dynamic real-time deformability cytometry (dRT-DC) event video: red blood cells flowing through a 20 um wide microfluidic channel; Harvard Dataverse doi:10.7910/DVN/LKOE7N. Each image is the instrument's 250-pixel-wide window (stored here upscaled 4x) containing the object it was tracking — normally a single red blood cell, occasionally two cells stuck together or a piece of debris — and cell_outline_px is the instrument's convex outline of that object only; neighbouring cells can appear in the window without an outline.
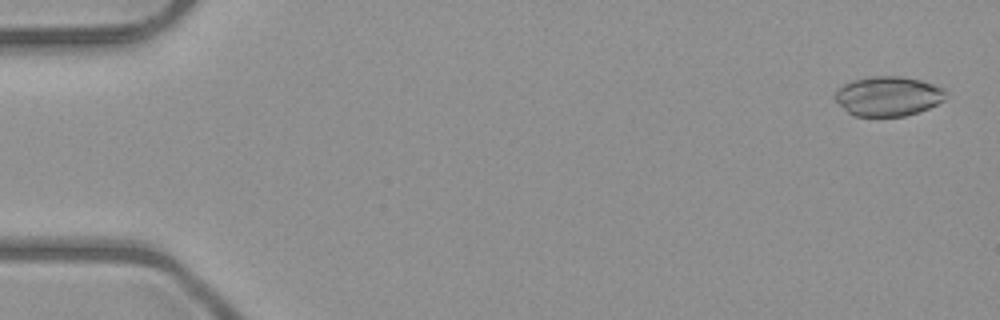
{"species": "common noctule bat (a hibernating species)", "species_latin": "Nyctalus noctula", "temperature_condition": "room temperature", "stored_images_in_passage": 46, "camera_frame_rate_fps": 3000, "um_per_image_px": 0.085, "animal": {"sex": "male", "body_mass_g": 23.1, "forearm_length_mm": 52.7}, "frame": {"image": 1, "passage_image": 2, "time_ms": 0.333, "image_size_px": [1000, 320], "cell_outline_px": [[944, 100], [928, 108], [904, 116], [852, 116], [832, 96], [844, 84], [852, 80], [868, 76], [900, 76], [920, 80], [944, 88]], "centroid_in_image_um": [75.46, 8.17], "position_along_channel_um": 9.5, "area_um2": 25.37}}
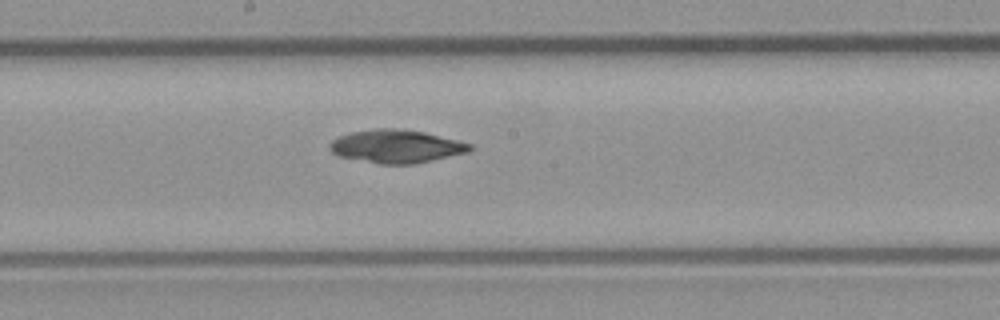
{"frame": {"image": 2, "passage_image": 28, "time_ms": 9.0, "image_size_px": [1000, 320], "cell_outline_px": [[472, 148], [468, 152], [432, 160], [412, 164], [380, 164], [340, 156], [332, 152], [328, 148], [328, 144], [332, 140], [340, 136], [352, 132], [376, 128], [396, 128], [424, 132], [472, 144]], "centroid_in_image_um": [33.66, 12.43], "position_along_channel_um": 214.5, "area_um2": 26.82}}
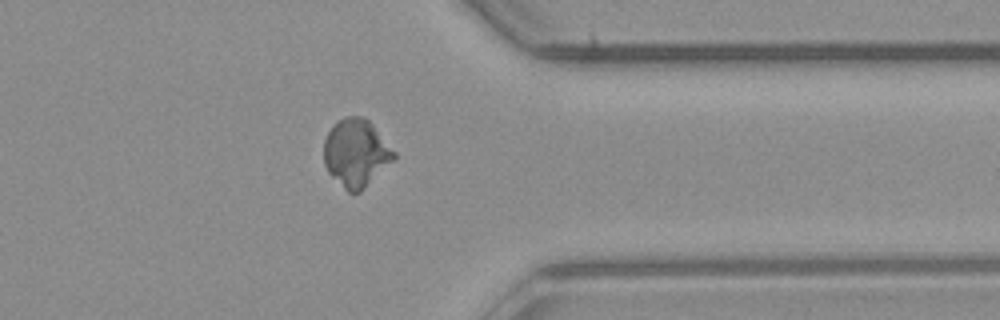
{"frame": {"image": 3, "passage_image": 41, "time_ms": 13.333, "image_size_px": [1000, 320], "cell_outline_px": [[396, 156], [360, 192], [348, 192], [328, 172], [324, 164], [324, 140], [332, 124], [344, 116], [364, 116], [372, 124], [396, 152]], "centroid_in_image_um": [30.24, 12.97], "position_along_channel_um": 381.2, "area_um2": 27.4}}